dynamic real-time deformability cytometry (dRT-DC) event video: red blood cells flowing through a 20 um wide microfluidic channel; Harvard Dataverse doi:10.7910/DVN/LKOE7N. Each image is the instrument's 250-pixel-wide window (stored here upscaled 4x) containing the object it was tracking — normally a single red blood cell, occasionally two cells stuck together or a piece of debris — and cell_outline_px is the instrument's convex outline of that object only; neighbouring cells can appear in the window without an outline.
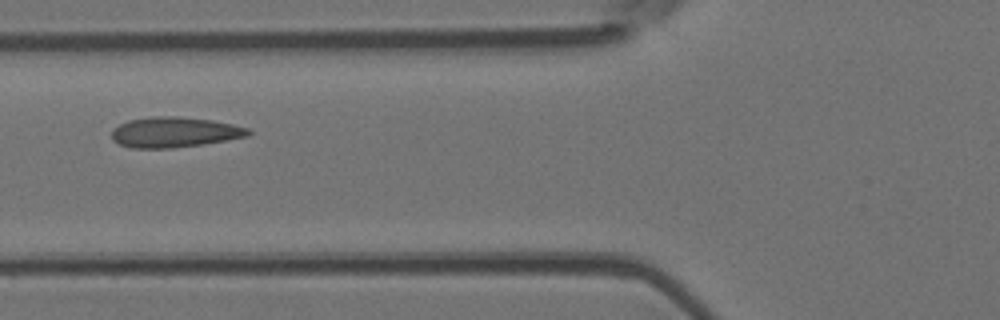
{"species": "Egyptian fruit bat (a non-hibernating species)", "species_latin": "Rousettus aegyptiacus", "temperature_condition": "room temperature", "stored_images_in_passage": 6, "camera_frame_rate_fps": 3000, "um_per_image_px": 0.085, "animal": {"sex": "female"}, "frame": {"image": 1, "passage_image": 5, "time_ms": 4.667, "image_size_px": [1000, 320], "cell_outline_px": [[252, 132], [248, 136], [204, 144], [172, 148], [132, 148], [120, 144], [112, 140], [112, 128], [128, 120], [152, 116], [176, 116], [212, 120], [232, 124], [248, 128]], "centroid_in_image_um": [14.82, 11.23], "position_along_channel_um": 111.0, "area_um2": 24.22}}
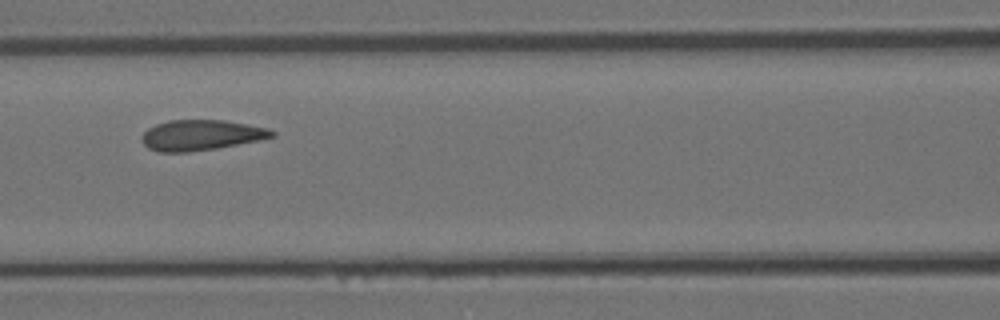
{"frame": {"image": 2, "passage_image": 6, "time_ms": 5.667, "image_size_px": [1000, 320], "cell_outline_px": [[276, 136], [260, 140], [216, 148], [188, 152], [160, 152], [148, 148], [144, 144], [144, 132], [148, 128], [156, 124], [168, 120], [224, 120], [248, 124], [268, 128], [276, 132]], "centroid_in_image_um": [17.13, 11.48], "position_along_channel_um": 149.5, "area_um2": 23.0}}